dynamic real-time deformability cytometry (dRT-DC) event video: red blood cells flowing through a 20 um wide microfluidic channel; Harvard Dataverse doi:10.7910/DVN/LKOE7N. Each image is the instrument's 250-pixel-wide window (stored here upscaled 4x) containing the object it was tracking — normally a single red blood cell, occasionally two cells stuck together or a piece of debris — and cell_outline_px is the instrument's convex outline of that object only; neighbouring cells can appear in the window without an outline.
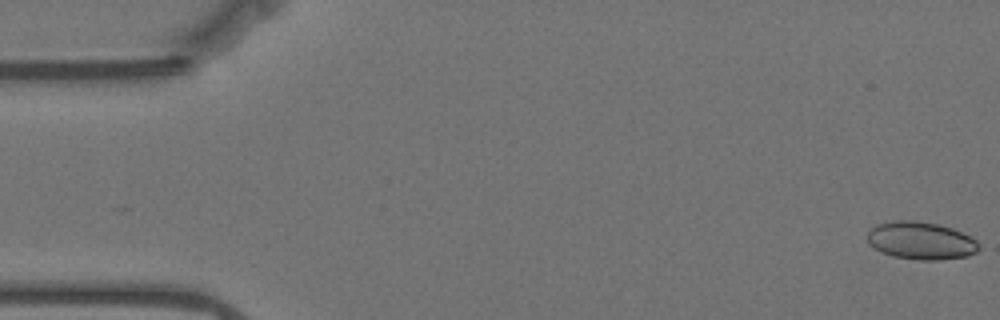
{"species": "Egyptian fruit bat (a non-hibernating species)", "species_latin": "Rousettus aegyptiacus", "temperature_condition": "warm", "stored_images_in_passage": 57, "camera_frame_rate_fps": 3000, "um_per_image_px": 0.085, "animal": {"sex": "female"}, "frame": {"image": 1, "passage_image": 1, "time_ms": 0.0, "image_size_px": [1000, 320], "cell_outline_px": [[980, 248], [976, 252], [968, 256], [940, 260], [920, 260], [892, 256], [868, 244], [868, 232], [876, 224], [892, 220], [916, 220], [940, 224], [952, 228], [972, 236], [980, 244]], "centroid_in_image_um": [78.32, 20.44], "position_along_channel_um": 6.7, "area_um2": 24.74}}
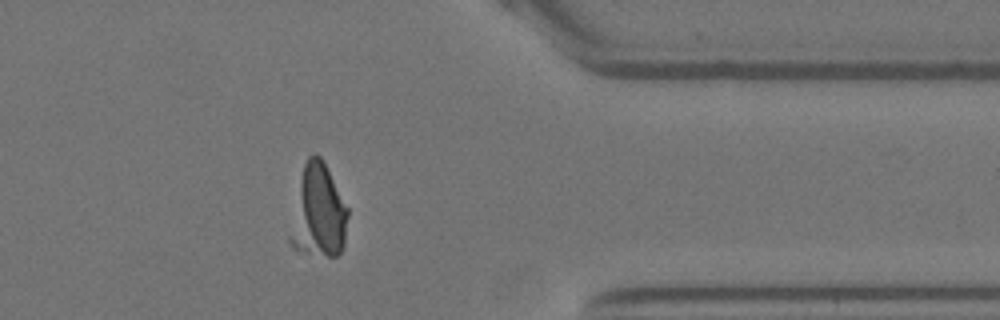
{"frame": {"image": 2, "passage_image": 46, "time_ms": 15.0, "image_size_px": [1000, 320], "cell_outline_px": [[348, 216], [344, 244], [340, 252], [336, 256], [328, 256], [308, 252], [292, 248], [288, 240], [288, 236], [300, 180], [304, 164], [308, 156], [312, 152], [316, 152], [324, 160], [348, 208]], "centroid_in_image_um": [27.06, 17.97], "position_along_channel_um": 384.3, "area_um2": 31.21}}
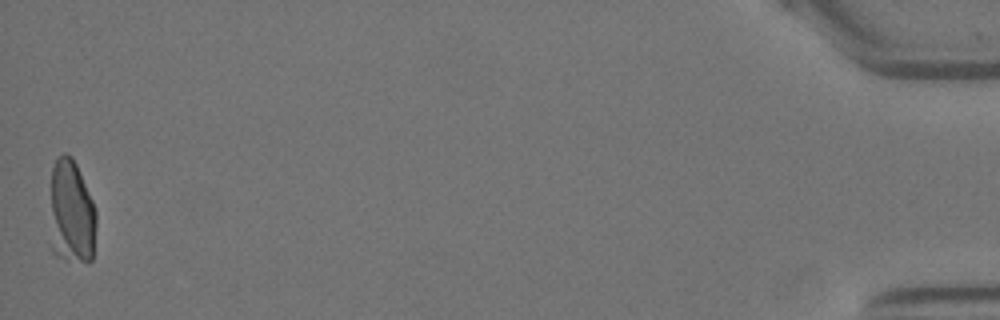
{"frame": {"image": 3, "passage_image": 57, "time_ms": 18.667, "image_size_px": [1000, 320], "cell_outline_px": [[96, 228], [92, 260], [88, 264], [64, 260], [56, 256], [52, 252], [52, 168], [56, 156], [64, 152], [68, 152], [72, 156], [76, 164], [92, 200], [96, 212]], "centroid_in_image_um": [6.09, 18.09], "position_along_channel_um": 429.1, "area_um2": 28.26}}